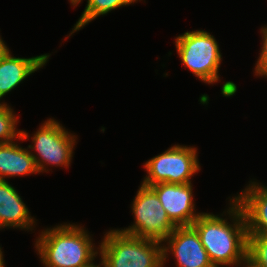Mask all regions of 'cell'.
Segmentation results:
<instances>
[{
    "instance_id": "4fadbf2b",
    "label": "cell",
    "mask_w": 267,
    "mask_h": 267,
    "mask_svg": "<svg viewBox=\"0 0 267 267\" xmlns=\"http://www.w3.org/2000/svg\"><path fill=\"white\" fill-rule=\"evenodd\" d=\"M39 173L30 149L18 143H0V180Z\"/></svg>"
},
{
    "instance_id": "3957f363",
    "label": "cell",
    "mask_w": 267,
    "mask_h": 267,
    "mask_svg": "<svg viewBox=\"0 0 267 267\" xmlns=\"http://www.w3.org/2000/svg\"><path fill=\"white\" fill-rule=\"evenodd\" d=\"M100 260L106 267H164L163 243L127 235L120 229L105 233L99 243Z\"/></svg>"
},
{
    "instance_id": "ba28073f",
    "label": "cell",
    "mask_w": 267,
    "mask_h": 267,
    "mask_svg": "<svg viewBox=\"0 0 267 267\" xmlns=\"http://www.w3.org/2000/svg\"><path fill=\"white\" fill-rule=\"evenodd\" d=\"M163 244V263L173 254L177 267H214L192 226H177Z\"/></svg>"
},
{
    "instance_id": "5bb4252c",
    "label": "cell",
    "mask_w": 267,
    "mask_h": 267,
    "mask_svg": "<svg viewBox=\"0 0 267 267\" xmlns=\"http://www.w3.org/2000/svg\"><path fill=\"white\" fill-rule=\"evenodd\" d=\"M138 0H87V5L82 12V15L74 25L69 37L72 36L74 32L82 29L86 24H89L92 20L96 19L98 16L106 15L114 9L119 7L128 6L134 4ZM140 1V0H139Z\"/></svg>"
},
{
    "instance_id": "44dd1931",
    "label": "cell",
    "mask_w": 267,
    "mask_h": 267,
    "mask_svg": "<svg viewBox=\"0 0 267 267\" xmlns=\"http://www.w3.org/2000/svg\"><path fill=\"white\" fill-rule=\"evenodd\" d=\"M88 267H106V266H105V264H104L102 261H100L99 265L93 263V264H91V265L88 266Z\"/></svg>"
},
{
    "instance_id": "d6986e66",
    "label": "cell",
    "mask_w": 267,
    "mask_h": 267,
    "mask_svg": "<svg viewBox=\"0 0 267 267\" xmlns=\"http://www.w3.org/2000/svg\"><path fill=\"white\" fill-rule=\"evenodd\" d=\"M9 50L0 35V58Z\"/></svg>"
},
{
    "instance_id": "7a4b0ae2",
    "label": "cell",
    "mask_w": 267,
    "mask_h": 267,
    "mask_svg": "<svg viewBox=\"0 0 267 267\" xmlns=\"http://www.w3.org/2000/svg\"><path fill=\"white\" fill-rule=\"evenodd\" d=\"M83 226L61 224L43 229L35 241L45 267H88L99 254Z\"/></svg>"
},
{
    "instance_id": "9c48e42d",
    "label": "cell",
    "mask_w": 267,
    "mask_h": 267,
    "mask_svg": "<svg viewBox=\"0 0 267 267\" xmlns=\"http://www.w3.org/2000/svg\"><path fill=\"white\" fill-rule=\"evenodd\" d=\"M192 183H157L149 186L158 196L169 219L176 226H191L202 214L196 213Z\"/></svg>"
},
{
    "instance_id": "7c38bea8",
    "label": "cell",
    "mask_w": 267,
    "mask_h": 267,
    "mask_svg": "<svg viewBox=\"0 0 267 267\" xmlns=\"http://www.w3.org/2000/svg\"><path fill=\"white\" fill-rule=\"evenodd\" d=\"M34 219L16 189L7 180H0V229L13 227L32 231Z\"/></svg>"
},
{
    "instance_id": "5b68a950",
    "label": "cell",
    "mask_w": 267,
    "mask_h": 267,
    "mask_svg": "<svg viewBox=\"0 0 267 267\" xmlns=\"http://www.w3.org/2000/svg\"><path fill=\"white\" fill-rule=\"evenodd\" d=\"M133 225L120 231L139 238L162 242L177 227L168 217L156 193L141 184L132 202Z\"/></svg>"
},
{
    "instance_id": "9a60e30c",
    "label": "cell",
    "mask_w": 267,
    "mask_h": 267,
    "mask_svg": "<svg viewBox=\"0 0 267 267\" xmlns=\"http://www.w3.org/2000/svg\"><path fill=\"white\" fill-rule=\"evenodd\" d=\"M18 117L5 102H0V143H9L17 139H28V133L17 129Z\"/></svg>"
},
{
    "instance_id": "8992f818",
    "label": "cell",
    "mask_w": 267,
    "mask_h": 267,
    "mask_svg": "<svg viewBox=\"0 0 267 267\" xmlns=\"http://www.w3.org/2000/svg\"><path fill=\"white\" fill-rule=\"evenodd\" d=\"M144 168L147 175L141 184L151 186L157 183L186 184L200 170L197 148L174 145L162 154L149 159Z\"/></svg>"
},
{
    "instance_id": "30bf717a",
    "label": "cell",
    "mask_w": 267,
    "mask_h": 267,
    "mask_svg": "<svg viewBox=\"0 0 267 267\" xmlns=\"http://www.w3.org/2000/svg\"><path fill=\"white\" fill-rule=\"evenodd\" d=\"M233 198L244 212L248 235H267V186L250 181L249 185Z\"/></svg>"
},
{
    "instance_id": "ac0fdd59",
    "label": "cell",
    "mask_w": 267,
    "mask_h": 267,
    "mask_svg": "<svg viewBox=\"0 0 267 267\" xmlns=\"http://www.w3.org/2000/svg\"><path fill=\"white\" fill-rule=\"evenodd\" d=\"M261 267L259 265H257L251 258H249L248 256L243 259L242 261H240L236 267Z\"/></svg>"
},
{
    "instance_id": "ffe728a7",
    "label": "cell",
    "mask_w": 267,
    "mask_h": 267,
    "mask_svg": "<svg viewBox=\"0 0 267 267\" xmlns=\"http://www.w3.org/2000/svg\"><path fill=\"white\" fill-rule=\"evenodd\" d=\"M4 258H3V252H2V249L0 247V267H5V264H4Z\"/></svg>"
},
{
    "instance_id": "2e32d148",
    "label": "cell",
    "mask_w": 267,
    "mask_h": 267,
    "mask_svg": "<svg viewBox=\"0 0 267 267\" xmlns=\"http://www.w3.org/2000/svg\"><path fill=\"white\" fill-rule=\"evenodd\" d=\"M248 257L257 265L267 267V235H248Z\"/></svg>"
},
{
    "instance_id": "52a82bcc",
    "label": "cell",
    "mask_w": 267,
    "mask_h": 267,
    "mask_svg": "<svg viewBox=\"0 0 267 267\" xmlns=\"http://www.w3.org/2000/svg\"><path fill=\"white\" fill-rule=\"evenodd\" d=\"M31 138L33 144L28 145V149H31L39 173L47 172L48 165L69 168L77 137L57 120L47 119Z\"/></svg>"
},
{
    "instance_id": "8fae6325",
    "label": "cell",
    "mask_w": 267,
    "mask_h": 267,
    "mask_svg": "<svg viewBox=\"0 0 267 267\" xmlns=\"http://www.w3.org/2000/svg\"><path fill=\"white\" fill-rule=\"evenodd\" d=\"M49 57L50 54L31 58L14 57L8 50L0 58V101L24 79L43 67L48 62Z\"/></svg>"
},
{
    "instance_id": "277c9868",
    "label": "cell",
    "mask_w": 267,
    "mask_h": 267,
    "mask_svg": "<svg viewBox=\"0 0 267 267\" xmlns=\"http://www.w3.org/2000/svg\"><path fill=\"white\" fill-rule=\"evenodd\" d=\"M175 47L183 65L202 82L219 81L222 54L218 42L204 30L187 31L175 39Z\"/></svg>"
},
{
    "instance_id": "7402d4cb",
    "label": "cell",
    "mask_w": 267,
    "mask_h": 267,
    "mask_svg": "<svg viewBox=\"0 0 267 267\" xmlns=\"http://www.w3.org/2000/svg\"><path fill=\"white\" fill-rule=\"evenodd\" d=\"M69 1H70L71 5H73L74 7L82 2V0H69Z\"/></svg>"
},
{
    "instance_id": "6da1fadb",
    "label": "cell",
    "mask_w": 267,
    "mask_h": 267,
    "mask_svg": "<svg viewBox=\"0 0 267 267\" xmlns=\"http://www.w3.org/2000/svg\"><path fill=\"white\" fill-rule=\"evenodd\" d=\"M232 200V201H231ZM228 218L202 213L193 223L200 241L214 267L236 266L248 256V230L244 212L239 203L230 198Z\"/></svg>"
},
{
    "instance_id": "e0dca14e",
    "label": "cell",
    "mask_w": 267,
    "mask_h": 267,
    "mask_svg": "<svg viewBox=\"0 0 267 267\" xmlns=\"http://www.w3.org/2000/svg\"><path fill=\"white\" fill-rule=\"evenodd\" d=\"M263 36L262 40V48L260 51V56L257 59V63L254 68V73L256 76L266 77L267 76V26L261 28V32Z\"/></svg>"
}]
</instances>
